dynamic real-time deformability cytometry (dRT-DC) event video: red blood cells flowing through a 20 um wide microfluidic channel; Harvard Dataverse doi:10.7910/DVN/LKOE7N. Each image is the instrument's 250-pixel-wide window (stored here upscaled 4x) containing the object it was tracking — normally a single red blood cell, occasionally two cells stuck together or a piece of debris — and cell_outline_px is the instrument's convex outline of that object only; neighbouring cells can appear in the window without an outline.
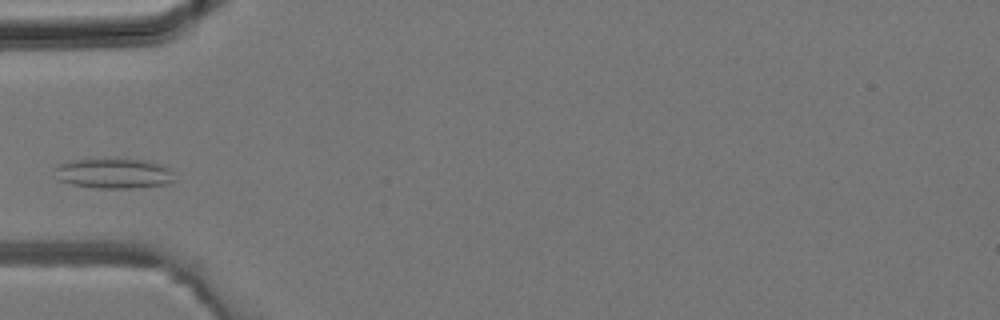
{"species": "common noctule bat (a hibernating species)", "species_latin": "Nyctalus noctula", "temperature_condition": "room temperature", "stored_images_in_passage": 3, "camera_frame_rate_fps": 3000, "um_per_image_px": 0.085, "animal": {"sex": "male", "body_mass_g": 19.2, "forearm_length_mm": 51.8}, "frame": {"image": 1, "passage_image": 3, "time_ms": 0.667, "image_size_px": [1000, 320], "cell_outline_px": [[172, 180], [168, 184], [132, 188], [96, 188], [72, 184], [60, 180], [56, 168], [60, 164], [68, 160], [144, 160], [160, 164], [168, 168], [172, 172]], "centroid_in_image_um": [9.69, 14.75], "position_along_channel_um": 75.3, "area_um2": 20.35}}